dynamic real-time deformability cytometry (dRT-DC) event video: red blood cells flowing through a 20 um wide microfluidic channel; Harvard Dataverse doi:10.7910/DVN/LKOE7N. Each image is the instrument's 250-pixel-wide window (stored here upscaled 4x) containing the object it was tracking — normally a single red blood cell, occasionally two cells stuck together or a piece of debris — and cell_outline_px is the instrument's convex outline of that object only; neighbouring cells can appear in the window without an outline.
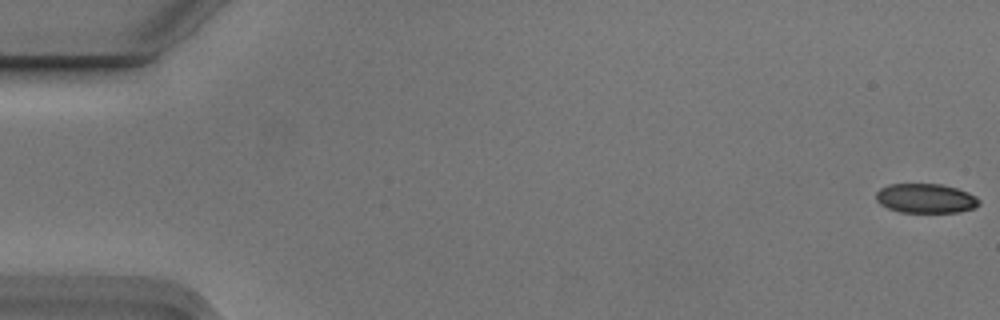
{"species": "Egyptian fruit bat (a non-hibernating species)", "species_latin": "Rousettus aegyptiacus", "temperature_condition": "cold", "stored_images_in_passage": 5, "camera_frame_rate_fps": 3000, "um_per_image_px": 0.085, "animal": {"sex": "male"}, "frame": {"image": 1, "passage_image": 1, "time_ms": 0.0, "image_size_px": [1000, 320], "cell_outline_px": [[980, 204], [976, 208], [960, 212], [900, 212], [888, 208], [880, 204], [876, 200], [876, 192], [880, 188], [888, 184], [940, 184], [956, 188], [968, 192], [976, 196], [980, 200]], "centroid_in_image_um": [78.7, 16.86], "position_along_channel_um": 6.3, "area_um2": 17.8}}
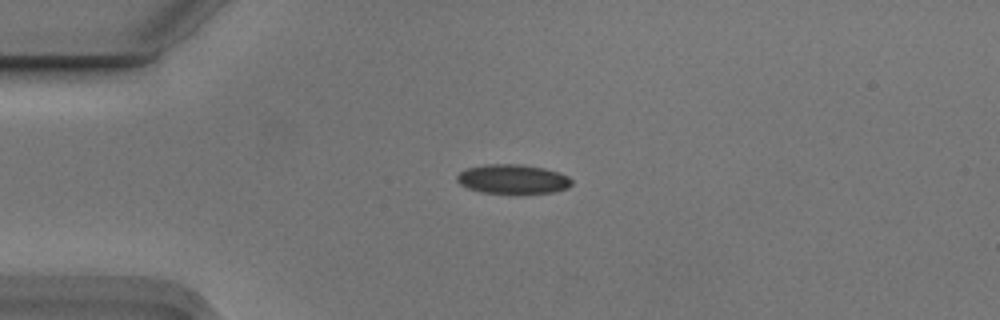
{"frame": {"image": 2, "passage_image": 4, "time_ms": 1.0, "image_size_px": [1000, 320], "cell_outline_px": [[572, 184], [568, 188], [552, 192], [480, 192], [468, 188], [460, 184], [456, 180], [456, 176], [464, 168], [484, 164], [520, 164], [544, 168], [560, 172], [568, 176], [572, 180]], "centroid_in_image_um": [43.57, 15.19], "position_along_channel_um": 41.4, "area_um2": 19.48}}